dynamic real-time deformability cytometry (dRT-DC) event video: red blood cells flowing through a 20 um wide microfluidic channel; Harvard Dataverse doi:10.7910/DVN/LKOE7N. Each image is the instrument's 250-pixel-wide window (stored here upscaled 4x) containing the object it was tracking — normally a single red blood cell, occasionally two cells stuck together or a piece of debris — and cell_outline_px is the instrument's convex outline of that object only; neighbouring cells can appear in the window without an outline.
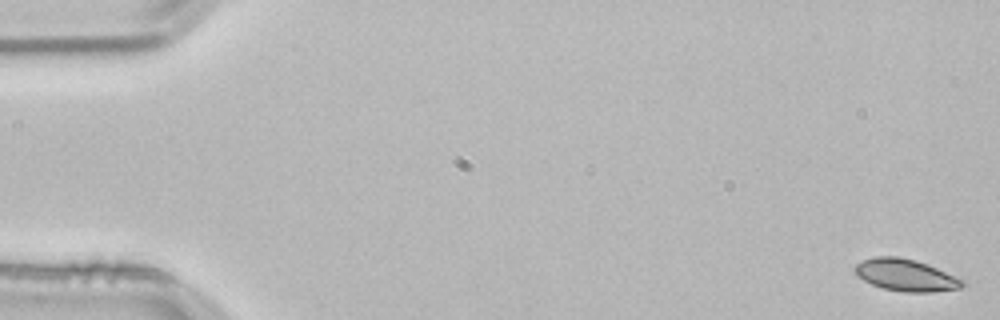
{"species": "common noctule bat (a hibernating species)", "species_latin": "Nyctalus noctula", "temperature_condition": "room temperature", "stored_images_in_passage": 54, "camera_frame_rate_fps": 3000, "um_per_image_px": 0.085, "animal": {"sex": "male", "body_mass_g": 21.5, "forearm_length_mm": 52.0}, "frame": {"image": 1, "passage_image": 1, "time_ms": 0.0, "image_size_px": [1000, 320], "cell_outline_px": [[968, 284], [960, 288], [932, 292], [904, 292], [884, 288], [872, 284], [856, 276], [856, 264], [872, 256], [896, 256], [916, 260], [928, 264], [964, 280]], "centroid_in_image_um": [77.02, 23.38], "position_along_channel_um": 8.0, "area_um2": 20.0}}
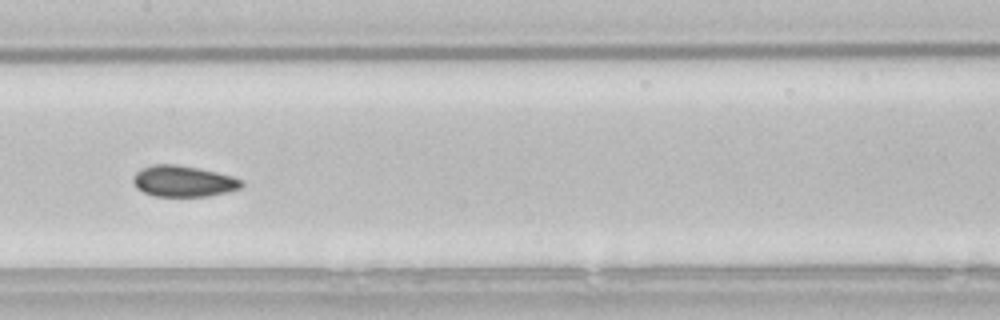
{"frame": {"image": 2, "passage_image": 27, "time_ms": 8.667, "image_size_px": [1000, 320], "cell_outline_px": [[244, 184], [240, 188], [228, 192], [208, 196], [156, 196], [144, 192], [136, 188], [132, 180], [132, 176], [136, 172], [152, 164], [176, 164], [200, 168], [232, 176], [240, 180]], "centroid_in_image_um": [15.57, 15.4], "position_along_channel_um": 191.8, "area_um2": 19.65}}
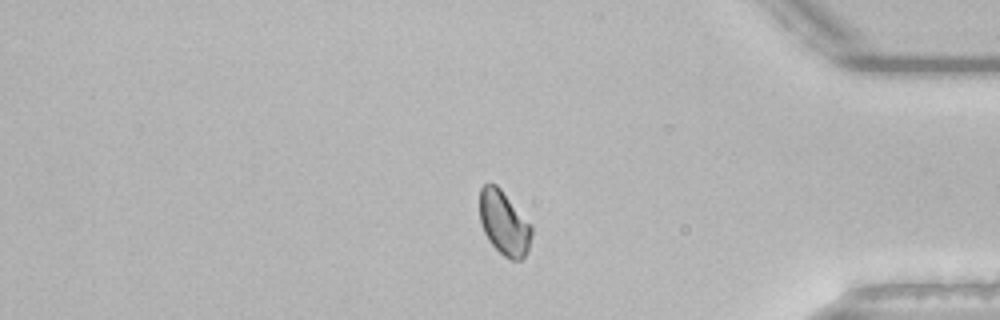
{"frame": {"image": 3, "passage_image": 45, "time_ms": 14.667, "image_size_px": [1000, 320], "cell_outline_px": [[532, 232], [528, 252], [520, 260], [512, 260], [504, 256], [488, 240], [484, 232], [480, 220], [480, 188], [488, 180], [496, 184], [500, 188], [532, 224]], "centroid_in_image_um": [42.85, 18.93], "position_along_channel_um": 392.4, "area_um2": 19.59}, "authors_computed_cell_mechanics": {"area_um2": 19.7098, "velocity_mm_per_s": 3.7947, "shape_relaxation_time_tau1_ms": 7.2435, "shape_relaxation_time_tau2_ms": 3.7265, "deformation_change_tau1": 0.0743, "deformation_change_tau2": 0.0421}}